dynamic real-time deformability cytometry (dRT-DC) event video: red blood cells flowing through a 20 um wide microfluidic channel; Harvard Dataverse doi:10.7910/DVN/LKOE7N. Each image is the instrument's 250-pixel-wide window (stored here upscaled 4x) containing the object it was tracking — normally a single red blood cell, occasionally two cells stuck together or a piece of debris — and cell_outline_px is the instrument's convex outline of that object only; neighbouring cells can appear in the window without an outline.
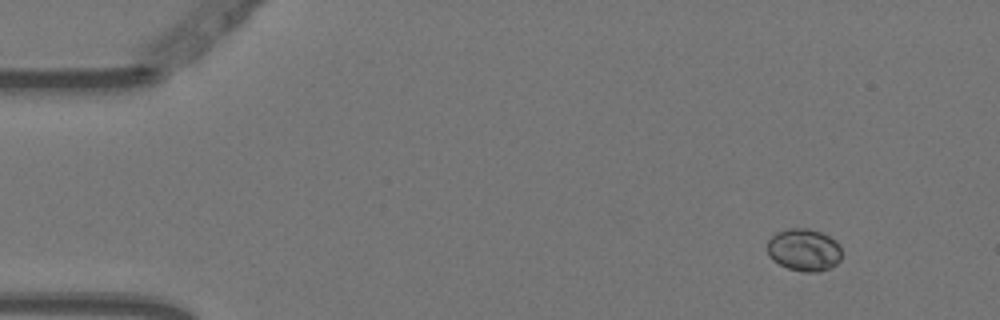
{"species": "Egyptian fruit bat (a non-hibernating species)", "species_latin": "Rousettus aegyptiacus", "temperature_condition": "warm", "stored_images_in_passage": 5, "camera_frame_rate_fps": 3000, "um_per_image_px": 0.085, "animal": {"sex": "female"}, "frame": {"image": 1, "passage_image": 2, "time_ms": 0.333, "image_size_px": [1000, 320], "cell_outline_px": [[840, 260], [836, 264], [828, 268], [816, 272], [804, 272], [788, 268], [772, 260], [768, 252], [768, 240], [776, 232], [788, 228], [808, 228], [820, 232], [836, 240], [840, 244]], "centroid_in_image_um": [68.33, 21.23], "position_along_channel_um": 16.7, "area_um2": 18.32}}
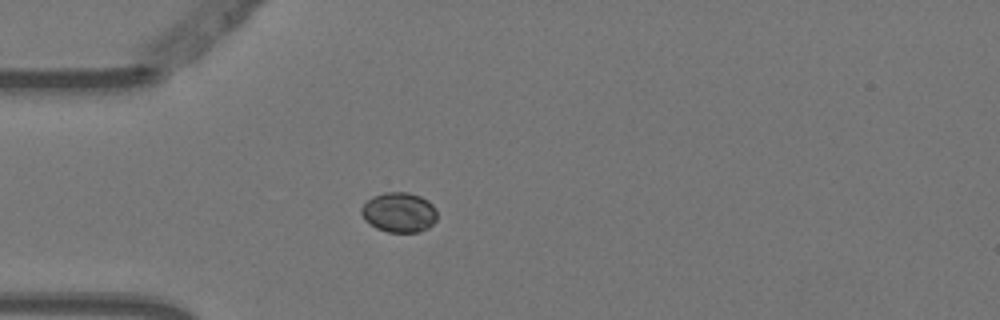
{"frame": {"image": 2, "passage_image": 4, "time_ms": 1.0, "image_size_px": [1000, 320], "cell_outline_px": [[436, 220], [428, 228], [420, 232], [388, 232], [376, 228], [364, 220], [360, 212], [360, 208], [372, 196], [384, 192], [408, 192], [420, 196], [428, 200], [436, 208]], "centroid_in_image_um": [33.91, 18.05], "position_along_channel_um": 51.1, "area_um2": 17.8}}